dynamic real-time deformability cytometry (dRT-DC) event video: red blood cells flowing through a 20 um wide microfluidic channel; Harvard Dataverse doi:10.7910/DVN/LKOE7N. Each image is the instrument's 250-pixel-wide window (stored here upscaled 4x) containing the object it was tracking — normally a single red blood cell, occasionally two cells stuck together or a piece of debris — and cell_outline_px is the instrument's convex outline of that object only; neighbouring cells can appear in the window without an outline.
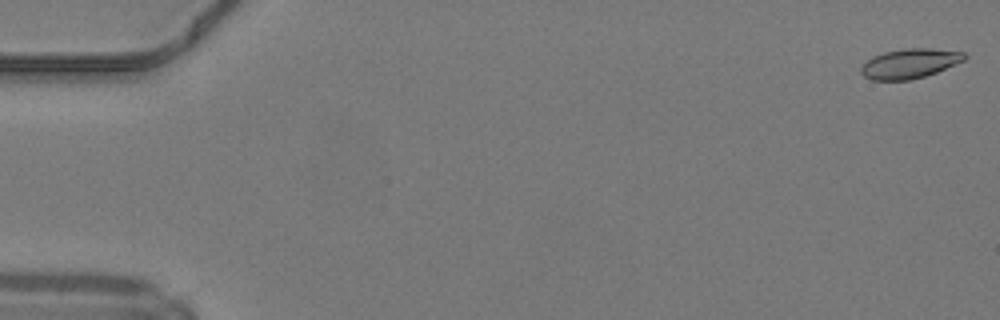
{"species": "common noctule bat (a hibernating species)", "species_latin": "Nyctalus noctula", "temperature_condition": "warm", "stored_images_in_passage": 50, "camera_frame_rate_fps": 3000, "um_per_image_px": 0.085, "animal": {"sex": "male", "body_mass_g": 19.2, "forearm_length_mm": 51.8}, "frame": {"image": 1, "passage_image": 1, "time_ms": 0.0, "image_size_px": [1000, 320], "cell_outline_px": [[968, 56], [964, 60], [936, 72], [924, 76], [908, 80], [872, 80], [864, 76], [860, 72], [860, 68], [872, 56], [884, 52], [904, 48], [928, 48], [964, 52]], "centroid_in_image_um": [77.31, 5.39], "position_along_channel_um": 7.7, "area_um2": 17.74}}
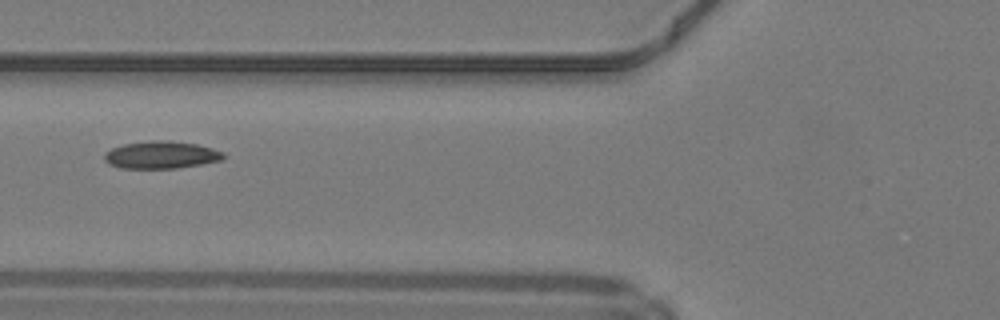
{"frame": {"image": 2, "passage_image": 20, "time_ms": 6.333, "image_size_px": [1000, 320], "cell_outline_px": [[228, 156], [220, 160], [200, 164], [176, 168], [120, 168], [108, 164], [104, 160], [104, 152], [112, 148], [124, 144], [152, 140], [160, 140], [196, 144], [212, 148], [224, 152]], "centroid_in_image_um": [13.68, 13.17], "position_along_channel_um": 112.1, "area_um2": 18.96}}
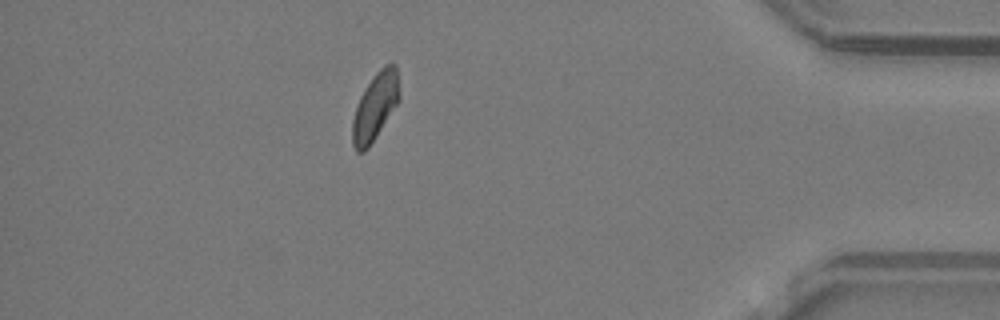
{"frame": {"image": 3, "passage_image": 44, "time_ms": 14.333, "image_size_px": [1000, 320], "cell_outline_px": [[400, 100], [368, 148], [364, 152], [356, 152], [352, 144], [352, 120], [360, 96], [364, 88], [372, 76], [384, 64], [392, 60], [396, 64], [400, 92]], "centroid_in_image_um": [31.9, 9.01], "position_along_channel_um": 403.3, "area_um2": 18.73}}